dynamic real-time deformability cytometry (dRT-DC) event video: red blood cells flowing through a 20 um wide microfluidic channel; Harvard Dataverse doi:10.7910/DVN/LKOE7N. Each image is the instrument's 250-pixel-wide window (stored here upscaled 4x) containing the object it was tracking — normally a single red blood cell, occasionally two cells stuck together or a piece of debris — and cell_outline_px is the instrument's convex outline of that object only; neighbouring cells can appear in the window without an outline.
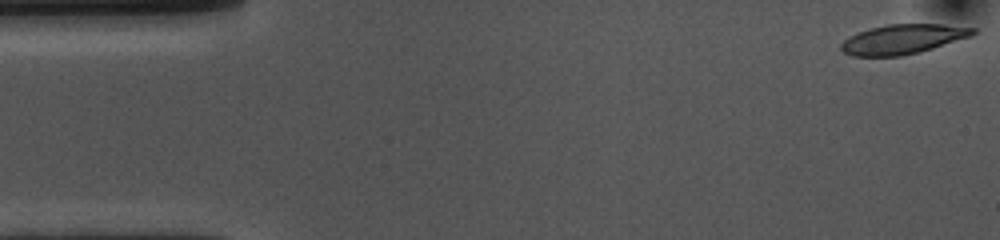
{"species": "common noctule bat (a hibernating species)", "species_latin": "Nyctalus noctula", "temperature_condition": "cold", "stored_images_in_passage": 54, "camera_frame_rate_fps": 3000, "um_per_image_px": 0.085, "animal": {"sex": "female", "body_mass_g": 10.0, "forearm_length_mm": 53.1}, "frame": {"image": 1, "passage_image": 1, "time_ms": 0.0, "image_size_px": [1000, 240], "cell_outline_px": [[976, 32], [968, 36], [920, 52], [900, 56], [852, 56], [844, 52], [840, 48], [840, 44], [844, 40], [868, 28], [888, 24], [940, 24], [976, 28]], "centroid_in_image_um": [76.7, 3.33], "position_along_channel_um": 8.3, "area_um2": 22.37}}
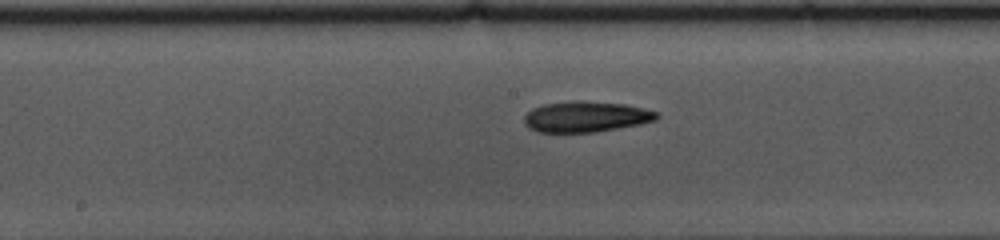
{"frame": {"image": 2, "passage_image": 26, "time_ms": 8.333, "image_size_px": [1000, 240], "cell_outline_px": [[660, 116], [656, 120], [640, 124], [596, 132], [536, 132], [528, 128], [524, 124], [524, 116], [532, 108], [544, 104], [580, 100], [624, 104], [644, 108], [660, 112]], "centroid_in_image_um": [49.81, 9.92], "position_along_channel_um": 198.4, "area_um2": 23.93}}
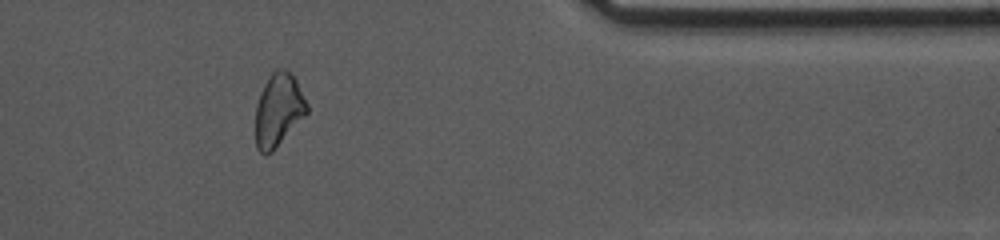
{"frame": {"image": 3, "passage_image": 44, "time_ms": 14.333, "image_size_px": [1000, 240], "cell_outline_px": [[308, 112], [272, 152], [264, 156], [256, 148], [256, 104], [260, 92], [264, 84], [272, 72], [276, 68], [288, 68], [296, 80], [308, 104]], "centroid_in_image_um": [23.66, 9.33], "position_along_channel_um": 387.7, "area_um2": 21.96}, "authors_computed_cell_mechanics": {"area_um2": 23.6113, "velocity_mm_per_s": 3.583, "shape_relaxation_time_tau1_ms": 5.2355, "shape_relaxation_time_tau2_ms": null, "deformation_change_tau1": 0.131, "deformation_change_tau2": null}}